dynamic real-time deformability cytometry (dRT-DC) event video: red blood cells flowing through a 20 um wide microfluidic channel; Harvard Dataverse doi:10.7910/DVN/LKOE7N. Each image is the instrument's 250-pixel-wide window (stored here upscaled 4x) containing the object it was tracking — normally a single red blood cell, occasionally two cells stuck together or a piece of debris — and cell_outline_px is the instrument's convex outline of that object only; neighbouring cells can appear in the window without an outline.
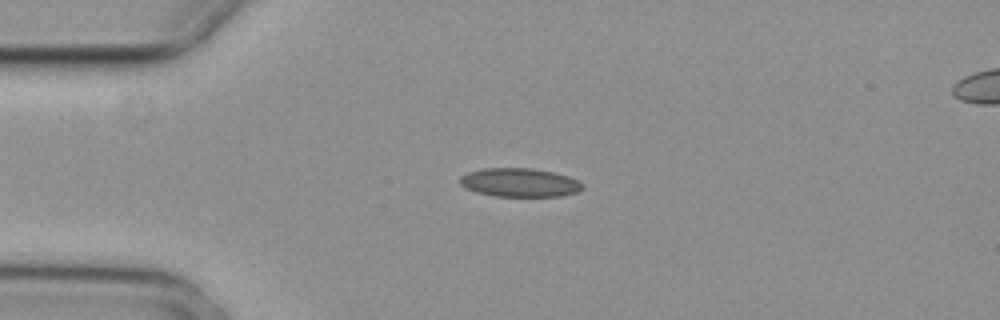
{"species": "common noctule bat (a hibernating species)", "species_latin": "Nyctalus noctula", "temperature_condition": "cold", "stored_images_in_passage": 3, "segment_of_instrument_passage": [1, 2], "camera_frame_rate_fps": 3000, "um_per_image_px": 0.085, "animal": {"sex": "female", "body_mass_g": 29.2, "forearm_length_mm": 56.3}, "frame": {"image": 1, "passage_image": 1, "time_ms": 0.0, "image_size_px": [1000, 320], "cell_outline_px": [[584, 188], [576, 192], [560, 196], [492, 196], [476, 192], [464, 188], [460, 184], [460, 176], [468, 172], [484, 168], [532, 168], [552, 172], [568, 176], [584, 184]], "centroid_in_image_um": [44.14, 15.51], "position_along_channel_um": 40.9, "area_um2": 20.52}}